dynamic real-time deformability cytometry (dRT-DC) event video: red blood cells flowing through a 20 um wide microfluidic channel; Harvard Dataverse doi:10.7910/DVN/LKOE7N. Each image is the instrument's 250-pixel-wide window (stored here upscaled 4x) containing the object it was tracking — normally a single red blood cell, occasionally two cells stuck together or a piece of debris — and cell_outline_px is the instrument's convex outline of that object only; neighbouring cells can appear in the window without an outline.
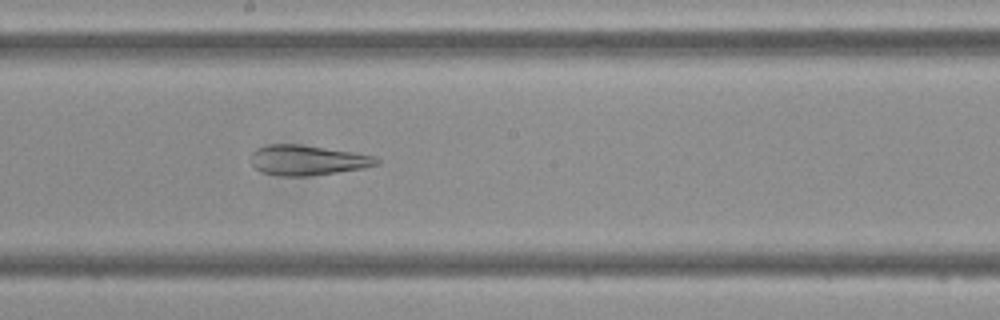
{"species": "Egyptian fruit bat (a non-hibernating species)", "species_latin": "Rousettus aegyptiacus", "temperature_condition": "cold", "stored_images_in_passage": 38, "camera_frame_rate_fps": 3000, "um_per_image_px": 0.085, "frame": {"image": 1, "passage_image": 17, "time_ms": 5.333, "image_size_px": [1000, 320], "cell_outline_px": [[380, 164], [364, 168], [308, 176], [280, 176], [260, 172], [252, 164], [252, 152], [256, 148], [268, 144], [300, 144], [352, 152], [376, 156], [380, 160]], "centroid_in_image_um": [26.14, 13.61], "position_along_channel_um": 222.1, "area_um2": 22.08}}
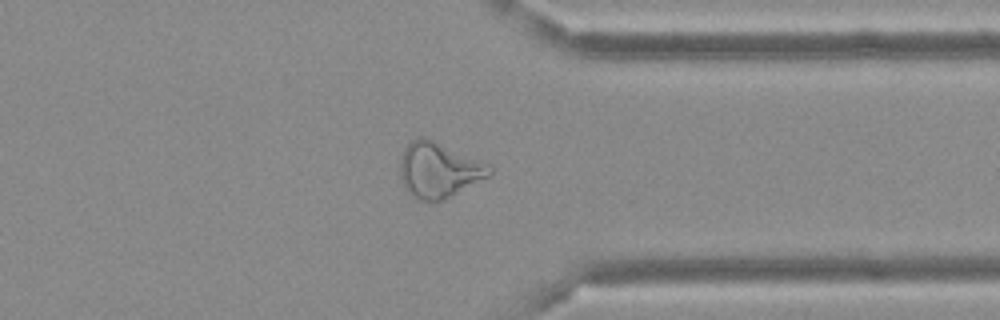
{"frame": {"image": 2, "passage_image": 28, "time_ms": 9.0, "image_size_px": [1000, 320], "cell_outline_px": [[492, 172], [488, 176], [440, 200], [416, 200], [404, 188], [400, 180], [400, 160], [404, 148], [412, 140], [420, 136], [424, 136], [492, 164]], "centroid_in_image_um": [37.27, 14.41], "position_along_channel_um": 374.1, "area_um2": 28.67}}
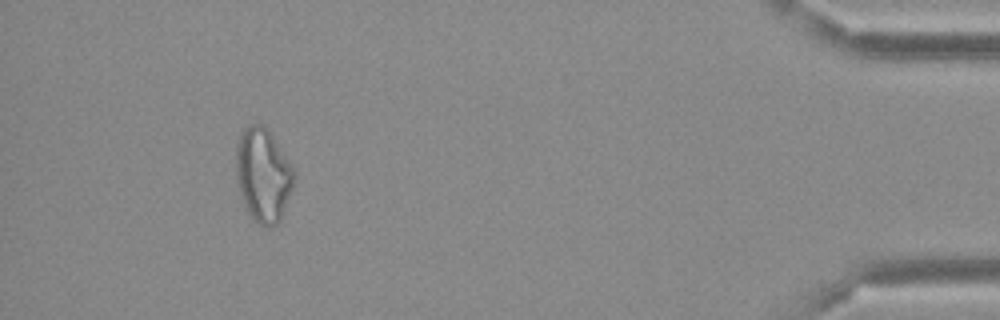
{"frame": {"image": 3, "passage_image": 35, "time_ms": 11.333, "image_size_px": [1000, 320], "cell_outline_px": [[296, 172], [292, 188], [280, 220], [272, 228], [260, 224], [248, 212], [240, 192], [236, 180], [236, 144], [240, 132], [248, 124], [260, 124], [272, 136], [296, 168]], "centroid_in_image_um": [22.37, 14.85], "position_along_channel_um": 412.8, "area_um2": 31.62}}